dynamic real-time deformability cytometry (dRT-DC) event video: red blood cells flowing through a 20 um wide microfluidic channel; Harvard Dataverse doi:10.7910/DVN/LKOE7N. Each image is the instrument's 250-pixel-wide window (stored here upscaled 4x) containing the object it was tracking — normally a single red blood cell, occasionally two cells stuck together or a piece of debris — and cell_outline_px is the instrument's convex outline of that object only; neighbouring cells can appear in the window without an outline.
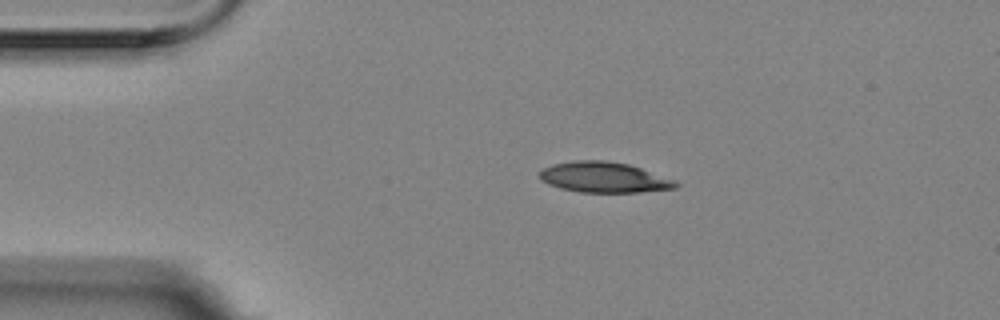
{"species": "Egyptian fruit bat (a non-hibernating species)", "species_latin": "Rousettus aegyptiacus", "temperature_condition": "room temperature", "stored_images_in_passage": 1, "camera_frame_rate_fps": 3000, "um_per_image_px": 0.085, "animal": {"sex": "female"}, "frame": {"image": 1, "passage_image": 1, "time_ms": 0.0, "image_size_px": [1000, 320], "cell_outline_px": [[664, 184], [656, 188], [576, 188], [576, 164], [616, 164], [632, 168]], "centroid_in_image_um": [52.04, 15.07], "position_along_channel_um": 33.0, "area_um2": 12.14}}